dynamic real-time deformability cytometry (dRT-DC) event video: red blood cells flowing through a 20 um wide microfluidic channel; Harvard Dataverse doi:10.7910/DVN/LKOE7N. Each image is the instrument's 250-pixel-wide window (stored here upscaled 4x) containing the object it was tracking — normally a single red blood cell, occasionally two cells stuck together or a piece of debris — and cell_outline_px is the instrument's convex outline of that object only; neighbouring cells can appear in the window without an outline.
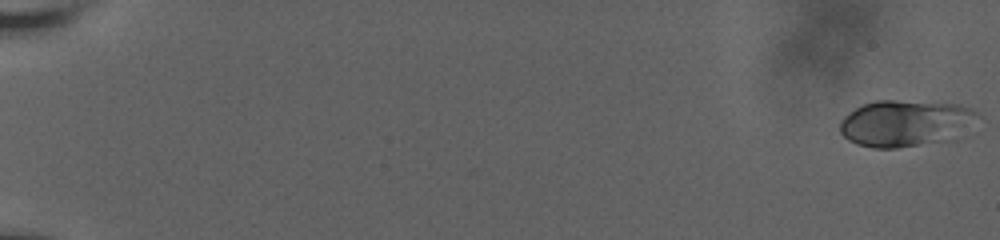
{"species": "human", "species_latin": "Homo sapiens", "temperature_condition": "room temperature", "stored_images_in_passage": 50, "camera_frame_rate_fps": 3000, "um_per_image_px": 0.085, "donor": {"sex": "male"}, "frame": {"image": 1, "passage_image": 1, "time_ms": 0.0, "image_size_px": [1000, 240], "cell_outline_px": [[984, 116], [944, 140], [896, 148], [872, 148], [856, 144], [848, 140], [840, 132], [840, 124], [844, 116], [856, 108], [864, 104], [876, 100], [896, 100], [960, 104]], "centroid_in_image_um": [76.9, 10.45], "position_along_channel_um": 8.1, "area_um2": 36.7}}
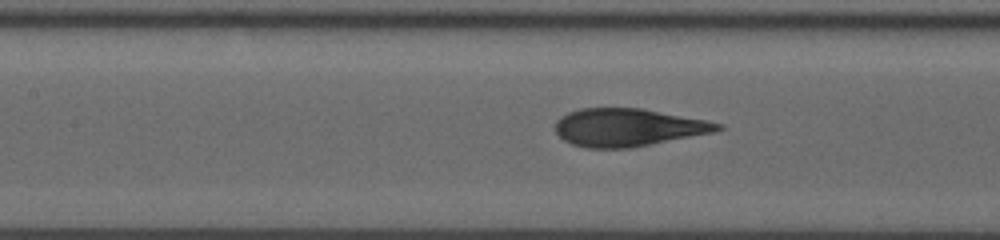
{"frame": {"image": 2, "passage_image": 27, "time_ms": 10.0, "image_size_px": [1000, 240], "cell_outline_px": [[724, 128], [712, 132], [632, 148], [588, 148], [572, 144], [564, 140], [556, 132], [556, 120], [560, 116], [568, 112], [580, 108], [640, 108], [708, 120], [724, 124]], "centroid_in_image_um": [53.37, 10.82], "position_along_channel_um": 154.0, "area_um2": 35.72}}
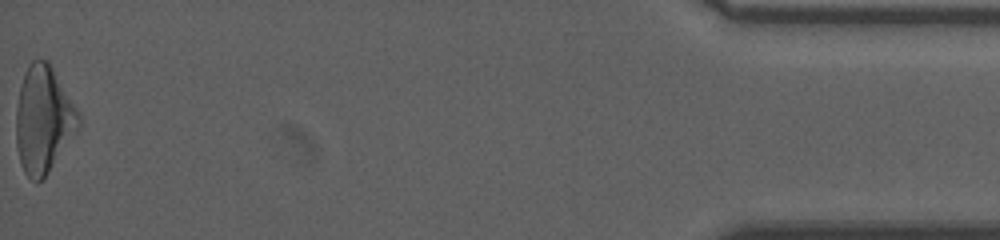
{"frame": {"image": 3, "passage_image": 50, "time_ms": 20.0, "image_size_px": [1000, 240], "cell_outline_px": [[80, 128], [48, 172], [36, 184], [24, 172], [20, 164], [16, 144], [16, 108], [20, 88], [24, 72], [28, 64], [32, 60], [48, 60], [76, 108], [80, 116]], "centroid_in_image_um": [3.68, 10.17], "position_along_channel_um": 431.5, "area_um2": 38.78}, "authors_computed_cell_mechanics": {"area_um2": 36.5874, "velocity_mm_per_s": 3.637, "shape_relaxation_time_tau1_ms": 6.5027, "shape_relaxation_time_tau2_ms": 0.9594, "deformation_change_tau1": 0.1879, "deformation_change_tau2": 0.0534}}